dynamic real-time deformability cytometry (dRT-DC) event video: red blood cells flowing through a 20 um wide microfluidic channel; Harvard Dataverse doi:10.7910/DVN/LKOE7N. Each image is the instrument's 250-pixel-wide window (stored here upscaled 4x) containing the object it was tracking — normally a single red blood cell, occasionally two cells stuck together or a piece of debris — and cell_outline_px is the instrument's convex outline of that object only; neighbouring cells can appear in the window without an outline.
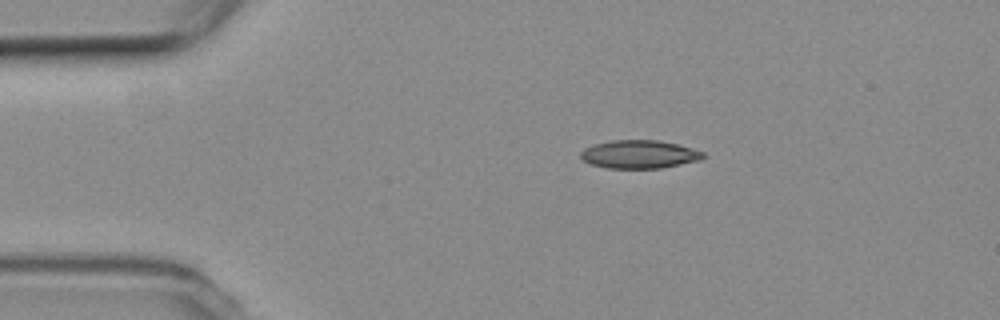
{"species": "common noctule bat (a hibernating species)", "species_latin": "Nyctalus noctula", "temperature_condition": "room temperature", "stored_images_in_passage": 45, "camera_frame_rate_fps": 3000, "um_per_image_px": 0.085, "animal": {"sex": "female", "body_mass_g": 19.3, "forearm_length_mm": 54.1}, "frame": {"image": 1, "passage_image": 1, "time_ms": 0.0, "image_size_px": [1000, 320], "cell_outline_px": [[704, 156], [700, 160], [660, 168], [608, 168], [592, 164], [584, 160], [580, 156], [580, 152], [584, 148], [596, 144], [612, 140], [656, 140], [676, 144], [704, 152]], "centroid_in_image_um": [54.32, 13.11], "position_along_channel_um": 30.7, "area_um2": 19.83}}
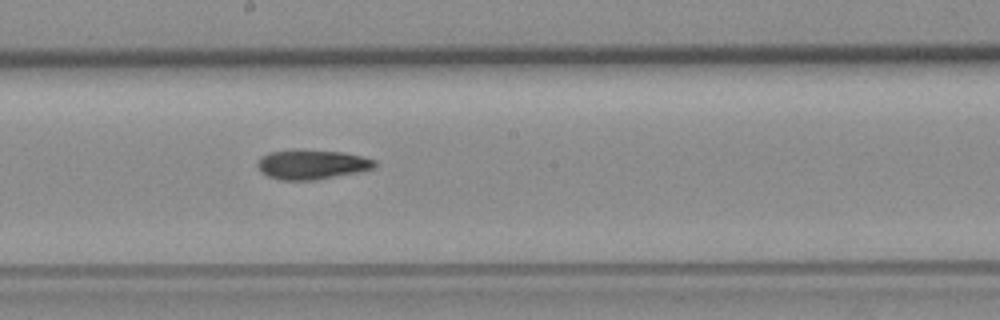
{"frame": {"image": 2, "passage_image": 20, "time_ms": 6.333, "image_size_px": [1000, 320], "cell_outline_px": [[376, 164], [372, 168], [356, 172], [316, 180], [280, 180], [268, 176], [260, 172], [256, 164], [260, 156], [272, 152], [292, 148], [296, 148], [344, 152], [376, 160]], "centroid_in_image_um": [26.44, 13.96], "position_along_channel_um": 221.8, "area_um2": 20.46}}
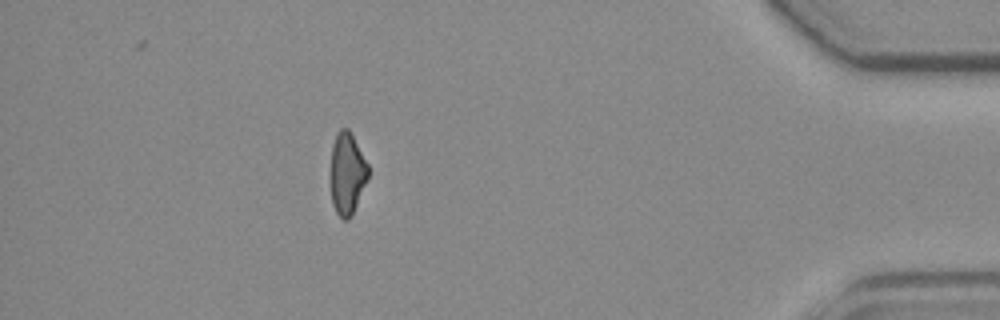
{"frame": {"image": 3, "passage_image": 39, "time_ms": 12.667, "image_size_px": [1000, 320], "cell_outline_px": [[368, 176], [352, 216], [348, 220], [344, 220], [336, 212], [332, 204], [332, 144], [336, 132], [340, 128], [348, 128], [352, 132], [368, 164]], "centroid_in_image_um": [29.52, 14.7], "position_along_channel_um": 405.7, "area_um2": 17.8}}